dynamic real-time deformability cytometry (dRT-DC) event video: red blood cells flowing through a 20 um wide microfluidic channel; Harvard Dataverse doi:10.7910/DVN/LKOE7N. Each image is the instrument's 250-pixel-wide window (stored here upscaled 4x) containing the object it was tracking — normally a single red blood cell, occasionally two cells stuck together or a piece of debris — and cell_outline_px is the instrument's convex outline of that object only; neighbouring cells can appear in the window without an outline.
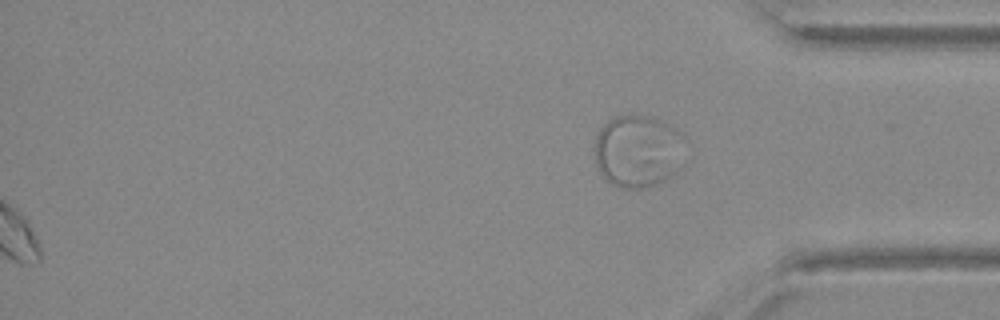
{"species": "Egyptian fruit bat (a non-hibernating species)", "species_latin": "Rousettus aegyptiacus", "temperature_condition": "warm", "stored_images_in_passage": 31, "segment_of_instrument_passage": [2, 2], "camera_frame_rate_fps": 3000, "um_per_image_px": 0.085, "animal": {"sex": "female"}, "frame": {"image": 1, "passage_image": 31, "time_ms": 10.0, "image_size_px": [1000, 320], "cell_outline_px": [[688, 164], [676, 172], [652, 184], [640, 188], [620, 188], [612, 184], [600, 172], [596, 164], [592, 148], [596, 136], [600, 128], [608, 120], [616, 116], [628, 112], [652, 116], [680, 132], [684, 136], [688, 160]], "centroid_in_image_um": [54.26, 12.8], "position_along_channel_um": 380.9, "area_um2": 39.48}}